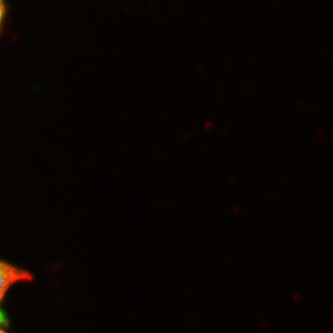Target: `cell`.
Returning <instances> with one entry per match:
<instances>
[{"label": "cell", "instance_id": "6da1fadb", "mask_svg": "<svg viewBox=\"0 0 333 333\" xmlns=\"http://www.w3.org/2000/svg\"><path fill=\"white\" fill-rule=\"evenodd\" d=\"M31 271L0 256V304H5L15 283L32 278ZM13 285V286H12Z\"/></svg>", "mask_w": 333, "mask_h": 333}, {"label": "cell", "instance_id": "7a4b0ae2", "mask_svg": "<svg viewBox=\"0 0 333 333\" xmlns=\"http://www.w3.org/2000/svg\"><path fill=\"white\" fill-rule=\"evenodd\" d=\"M10 0H0V36L3 34L5 24L10 12Z\"/></svg>", "mask_w": 333, "mask_h": 333}, {"label": "cell", "instance_id": "3957f363", "mask_svg": "<svg viewBox=\"0 0 333 333\" xmlns=\"http://www.w3.org/2000/svg\"><path fill=\"white\" fill-rule=\"evenodd\" d=\"M8 311L5 304H0V326L4 325L12 317Z\"/></svg>", "mask_w": 333, "mask_h": 333}, {"label": "cell", "instance_id": "277c9868", "mask_svg": "<svg viewBox=\"0 0 333 333\" xmlns=\"http://www.w3.org/2000/svg\"><path fill=\"white\" fill-rule=\"evenodd\" d=\"M13 318L11 317L4 325L0 326V333H13ZM12 330V331H11Z\"/></svg>", "mask_w": 333, "mask_h": 333}]
</instances>
